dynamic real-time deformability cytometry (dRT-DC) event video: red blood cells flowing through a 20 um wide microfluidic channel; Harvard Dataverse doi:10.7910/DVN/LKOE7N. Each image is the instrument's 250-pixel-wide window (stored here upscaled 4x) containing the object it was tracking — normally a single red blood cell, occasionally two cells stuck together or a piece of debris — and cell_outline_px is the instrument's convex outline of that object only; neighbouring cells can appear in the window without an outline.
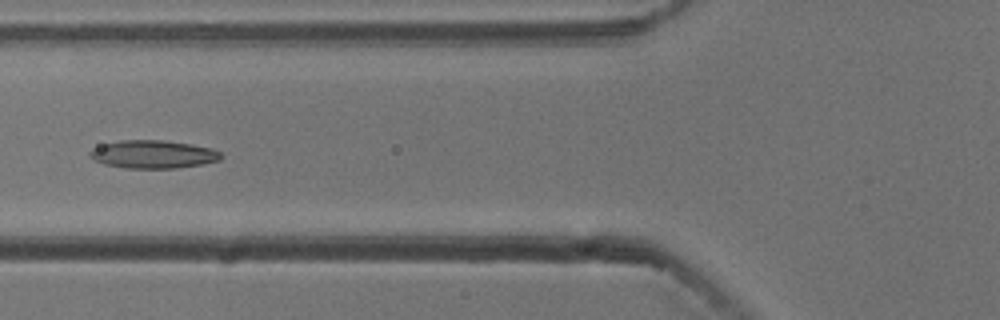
{"species": "common noctule bat (a hibernating species)", "species_latin": "Nyctalus noctula", "temperature_condition": "cold", "stored_images_in_passage": 17, "camera_frame_rate_fps": 3000, "um_per_image_px": 0.085, "animal": {"sex": "male", "body_mass_g": 13.3}, "frame": {"image": 1, "passage_image": 6, "time_ms": 1.667, "image_size_px": [1000, 320], "cell_outline_px": [[224, 156], [220, 160], [204, 164], [176, 168], [124, 168], [104, 164], [88, 156], [88, 152], [92, 148], [104, 144], [120, 140], [164, 140], [192, 144], [212, 148], [220, 152]], "centroid_in_image_um": [13.04, 13.11], "position_along_channel_um": 112.8, "area_um2": 21.62}}